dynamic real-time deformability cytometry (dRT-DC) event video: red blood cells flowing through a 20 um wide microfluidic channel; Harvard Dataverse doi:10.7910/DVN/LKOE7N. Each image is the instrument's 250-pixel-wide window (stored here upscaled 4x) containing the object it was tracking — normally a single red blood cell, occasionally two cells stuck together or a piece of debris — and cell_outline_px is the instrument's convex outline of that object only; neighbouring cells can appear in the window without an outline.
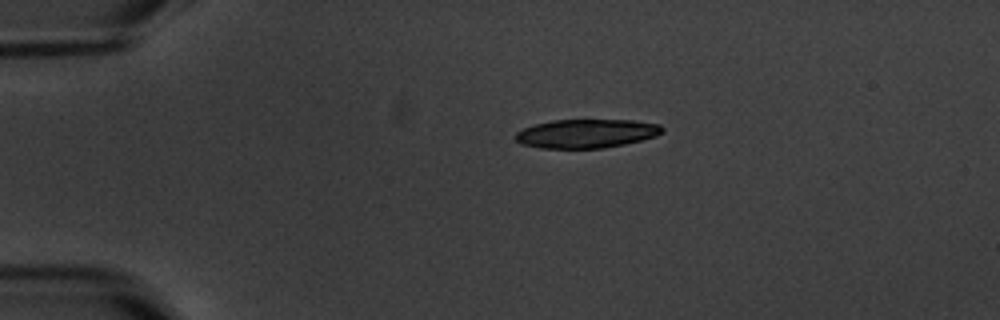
{"species": "common noctule bat (a hibernating species)", "species_latin": "Nyctalus noctula", "temperature_condition": "warm", "stored_images_in_passage": 3, "camera_frame_rate_fps": 3000, "um_per_image_px": 0.085, "animal": {"sex": "male", "body_mass_g": 20.1, "forearm_length_mm": 53.5}, "frame": {"image": 1, "passage_image": 1, "time_ms": 0.0, "image_size_px": [1000, 320], "cell_outline_px": [[664, 132], [656, 136], [624, 144], [604, 148], [540, 148], [520, 144], [512, 136], [516, 132], [524, 128], [536, 124], [552, 120], [632, 120], [660, 124], [664, 128]], "centroid_in_image_um": [49.83, 11.35], "position_along_channel_um": 35.2, "area_um2": 24.74}}